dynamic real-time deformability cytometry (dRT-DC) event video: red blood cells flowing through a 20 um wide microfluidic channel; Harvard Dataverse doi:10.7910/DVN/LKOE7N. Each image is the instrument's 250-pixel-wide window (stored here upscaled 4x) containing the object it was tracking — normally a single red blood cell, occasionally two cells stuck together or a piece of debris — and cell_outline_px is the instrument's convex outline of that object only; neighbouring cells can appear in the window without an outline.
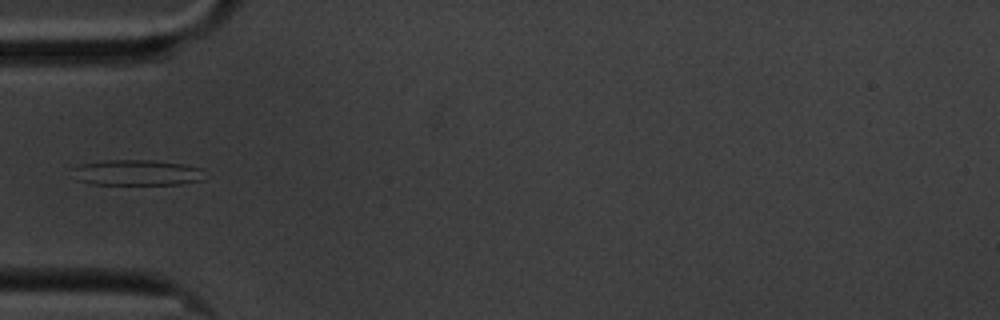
{"species": "common noctule bat (a hibernating species)", "species_latin": "Nyctalus noctula", "temperature_condition": "cold", "stored_images_in_passage": 41, "camera_frame_rate_fps": 3000, "um_per_image_px": 0.085, "animal": {"sex": "male", "body_mass_g": 20.1, "forearm_length_mm": 53.5}, "frame": {"image": 1, "passage_image": 1, "time_ms": 0.0, "image_size_px": [1000, 320], "cell_outline_px": [[204, 180], [180, 184], [92, 184], [76, 180], [72, 168], [80, 164], [104, 160], [152, 160], [184, 164], [200, 168]], "centroid_in_image_um": [11.6, 14.67], "position_along_channel_um": 73.4, "area_um2": 19.77}}
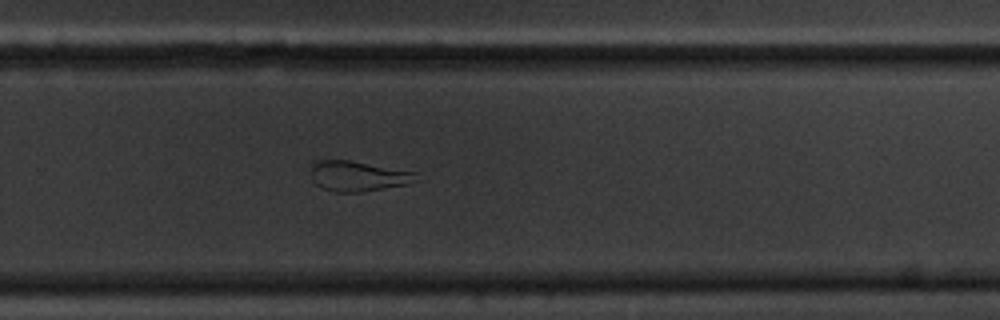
{"frame": {"image": 2, "passage_image": 21, "time_ms": 6.667, "image_size_px": [1000, 320], "cell_outline_px": [[420, 180], [408, 184], [364, 192], [336, 192], [320, 188], [312, 180], [312, 164], [316, 160], [348, 160], [416, 172]], "centroid_in_image_um": [30.45, 14.98], "position_along_channel_um": 299.4, "area_um2": 18.67}}
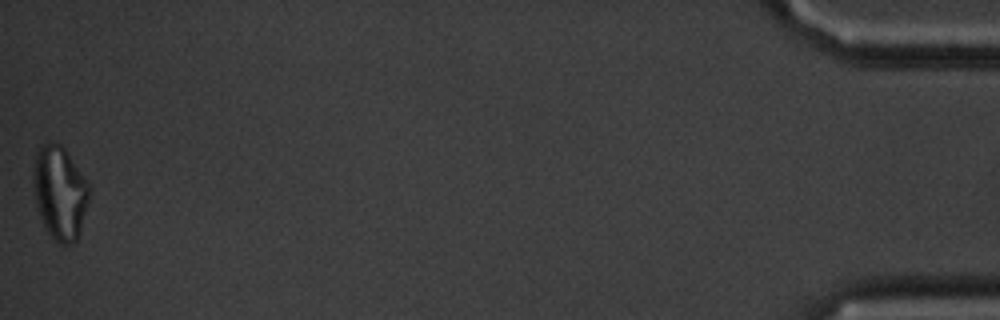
{"frame": {"image": 3, "passage_image": 41, "time_ms": 13.333, "image_size_px": [1000, 320], "cell_outline_px": [[92, 188], [80, 232], [76, 240], [72, 244], [60, 244], [44, 228], [36, 208], [32, 184], [32, 172], [36, 152], [40, 144], [48, 140], [52, 140], [60, 144], [64, 148]], "centroid_in_image_um": [5.06, 16.35], "position_along_channel_um": 430.1, "area_um2": 31.1}}